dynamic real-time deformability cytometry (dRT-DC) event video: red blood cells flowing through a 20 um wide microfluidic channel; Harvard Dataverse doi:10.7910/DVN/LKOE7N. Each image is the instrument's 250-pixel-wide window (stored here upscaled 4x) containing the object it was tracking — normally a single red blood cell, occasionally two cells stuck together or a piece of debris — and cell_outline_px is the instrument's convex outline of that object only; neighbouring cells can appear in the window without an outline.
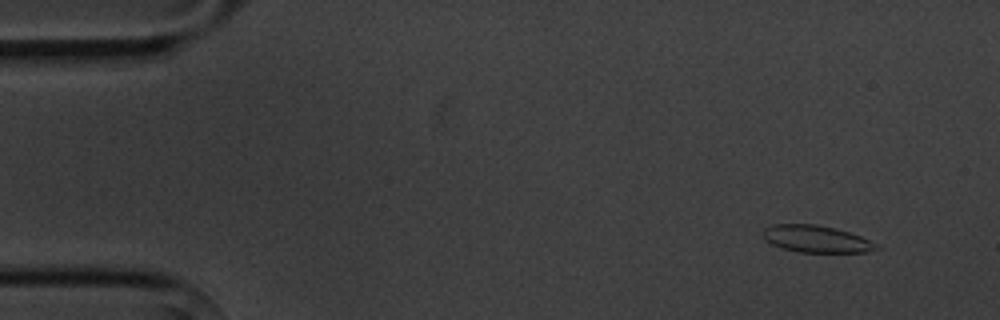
{"species": "common noctule bat (a hibernating species)", "species_latin": "Nyctalus noctula", "temperature_condition": "cold", "stored_images_in_passage": 5, "camera_frame_rate_fps": 3000, "um_per_image_px": 0.085, "animal": {"sex": "male", "body_mass_g": 20.1, "forearm_length_mm": 53.5}, "frame": {"image": 1, "passage_image": 2, "time_ms": 1.333, "image_size_px": [1000, 320], "cell_outline_px": [[880, 248], [868, 252], [800, 252], [784, 248], [772, 244], [764, 236], [764, 228], [772, 224], [816, 224], [836, 228], [860, 236], [880, 244]], "centroid_in_image_um": [69.45, 20.31], "position_along_channel_um": 15.6, "area_um2": 17.74}}